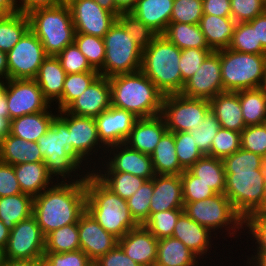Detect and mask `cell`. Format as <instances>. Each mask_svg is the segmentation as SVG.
<instances>
[{
  "label": "cell",
  "mask_w": 266,
  "mask_h": 266,
  "mask_svg": "<svg viewBox=\"0 0 266 266\" xmlns=\"http://www.w3.org/2000/svg\"><path fill=\"white\" fill-rule=\"evenodd\" d=\"M5 259V250L0 247V266L4 265Z\"/></svg>",
  "instance_id": "obj_74"
},
{
  "label": "cell",
  "mask_w": 266,
  "mask_h": 266,
  "mask_svg": "<svg viewBox=\"0 0 266 266\" xmlns=\"http://www.w3.org/2000/svg\"><path fill=\"white\" fill-rule=\"evenodd\" d=\"M67 73L61 67L56 56H47L39 67L35 81L42 90L43 96L54 104L61 96Z\"/></svg>",
  "instance_id": "obj_30"
},
{
  "label": "cell",
  "mask_w": 266,
  "mask_h": 266,
  "mask_svg": "<svg viewBox=\"0 0 266 266\" xmlns=\"http://www.w3.org/2000/svg\"><path fill=\"white\" fill-rule=\"evenodd\" d=\"M79 249L78 222L58 228L45 236V252L65 253Z\"/></svg>",
  "instance_id": "obj_42"
},
{
  "label": "cell",
  "mask_w": 266,
  "mask_h": 266,
  "mask_svg": "<svg viewBox=\"0 0 266 266\" xmlns=\"http://www.w3.org/2000/svg\"><path fill=\"white\" fill-rule=\"evenodd\" d=\"M47 56L41 41L29 29L7 53L9 79H35Z\"/></svg>",
  "instance_id": "obj_13"
},
{
  "label": "cell",
  "mask_w": 266,
  "mask_h": 266,
  "mask_svg": "<svg viewBox=\"0 0 266 266\" xmlns=\"http://www.w3.org/2000/svg\"><path fill=\"white\" fill-rule=\"evenodd\" d=\"M220 65L224 91L257 89L264 80L266 55L220 49Z\"/></svg>",
  "instance_id": "obj_9"
},
{
  "label": "cell",
  "mask_w": 266,
  "mask_h": 266,
  "mask_svg": "<svg viewBox=\"0 0 266 266\" xmlns=\"http://www.w3.org/2000/svg\"><path fill=\"white\" fill-rule=\"evenodd\" d=\"M0 78L3 80L9 79L7 53L0 50Z\"/></svg>",
  "instance_id": "obj_69"
},
{
  "label": "cell",
  "mask_w": 266,
  "mask_h": 266,
  "mask_svg": "<svg viewBox=\"0 0 266 266\" xmlns=\"http://www.w3.org/2000/svg\"><path fill=\"white\" fill-rule=\"evenodd\" d=\"M85 210V180L56 181L33 201V216L44 236L63 226L77 223Z\"/></svg>",
  "instance_id": "obj_2"
},
{
  "label": "cell",
  "mask_w": 266,
  "mask_h": 266,
  "mask_svg": "<svg viewBox=\"0 0 266 266\" xmlns=\"http://www.w3.org/2000/svg\"><path fill=\"white\" fill-rule=\"evenodd\" d=\"M65 0H18V11L28 14L38 8L57 6Z\"/></svg>",
  "instance_id": "obj_62"
},
{
  "label": "cell",
  "mask_w": 266,
  "mask_h": 266,
  "mask_svg": "<svg viewBox=\"0 0 266 266\" xmlns=\"http://www.w3.org/2000/svg\"><path fill=\"white\" fill-rule=\"evenodd\" d=\"M202 16V0H174L170 22L199 24Z\"/></svg>",
  "instance_id": "obj_54"
},
{
  "label": "cell",
  "mask_w": 266,
  "mask_h": 266,
  "mask_svg": "<svg viewBox=\"0 0 266 266\" xmlns=\"http://www.w3.org/2000/svg\"><path fill=\"white\" fill-rule=\"evenodd\" d=\"M209 110L208 100L169 94L164 96L161 115L168 131L190 132L198 128Z\"/></svg>",
  "instance_id": "obj_12"
},
{
  "label": "cell",
  "mask_w": 266,
  "mask_h": 266,
  "mask_svg": "<svg viewBox=\"0 0 266 266\" xmlns=\"http://www.w3.org/2000/svg\"><path fill=\"white\" fill-rule=\"evenodd\" d=\"M230 7L236 23L249 22L266 12L264 0H230Z\"/></svg>",
  "instance_id": "obj_58"
},
{
  "label": "cell",
  "mask_w": 266,
  "mask_h": 266,
  "mask_svg": "<svg viewBox=\"0 0 266 266\" xmlns=\"http://www.w3.org/2000/svg\"><path fill=\"white\" fill-rule=\"evenodd\" d=\"M241 148L266 159V125H249L241 132Z\"/></svg>",
  "instance_id": "obj_56"
},
{
  "label": "cell",
  "mask_w": 266,
  "mask_h": 266,
  "mask_svg": "<svg viewBox=\"0 0 266 266\" xmlns=\"http://www.w3.org/2000/svg\"><path fill=\"white\" fill-rule=\"evenodd\" d=\"M51 105L46 111L26 114L11 120V135L26 141L37 142L52 125V121L58 115V110ZM55 110V111H54Z\"/></svg>",
  "instance_id": "obj_27"
},
{
  "label": "cell",
  "mask_w": 266,
  "mask_h": 266,
  "mask_svg": "<svg viewBox=\"0 0 266 266\" xmlns=\"http://www.w3.org/2000/svg\"><path fill=\"white\" fill-rule=\"evenodd\" d=\"M0 161L18 165L21 163L44 162L37 142L26 141L8 134L0 141Z\"/></svg>",
  "instance_id": "obj_29"
},
{
  "label": "cell",
  "mask_w": 266,
  "mask_h": 266,
  "mask_svg": "<svg viewBox=\"0 0 266 266\" xmlns=\"http://www.w3.org/2000/svg\"><path fill=\"white\" fill-rule=\"evenodd\" d=\"M3 266H39V259H30V260L5 259Z\"/></svg>",
  "instance_id": "obj_67"
},
{
  "label": "cell",
  "mask_w": 266,
  "mask_h": 266,
  "mask_svg": "<svg viewBox=\"0 0 266 266\" xmlns=\"http://www.w3.org/2000/svg\"><path fill=\"white\" fill-rule=\"evenodd\" d=\"M5 258L13 260L40 259L45 252V236L32 215L10 231Z\"/></svg>",
  "instance_id": "obj_15"
},
{
  "label": "cell",
  "mask_w": 266,
  "mask_h": 266,
  "mask_svg": "<svg viewBox=\"0 0 266 266\" xmlns=\"http://www.w3.org/2000/svg\"><path fill=\"white\" fill-rule=\"evenodd\" d=\"M241 133L220 127L207 156L223 159L241 148Z\"/></svg>",
  "instance_id": "obj_51"
},
{
  "label": "cell",
  "mask_w": 266,
  "mask_h": 266,
  "mask_svg": "<svg viewBox=\"0 0 266 266\" xmlns=\"http://www.w3.org/2000/svg\"><path fill=\"white\" fill-rule=\"evenodd\" d=\"M57 116L68 126L69 151L91 172L106 154L98 138L95 118L73 115L66 110L58 111Z\"/></svg>",
  "instance_id": "obj_10"
},
{
  "label": "cell",
  "mask_w": 266,
  "mask_h": 266,
  "mask_svg": "<svg viewBox=\"0 0 266 266\" xmlns=\"http://www.w3.org/2000/svg\"><path fill=\"white\" fill-rule=\"evenodd\" d=\"M68 4L76 33L104 38L117 17L103 9L95 0H65Z\"/></svg>",
  "instance_id": "obj_18"
},
{
  "label": "cell",
  "mask_w": 266,
  "mask_h": 266,
  "mask_svg": "<svg viewBox=\"0 0 266 266\" xmlns=\"http://www.w3.org/2000/svg\"><path fill=\"white\" fill-rule=\"evenodd\" d=\"M13 168L22 193L33 198L56 182L44 162L21 163Z\"/></svg>",
  "instance_id": "obj_28"
},
{
  "label": "cell",
  "mask_w": 266,
  "mask_h": 266,
  "mask_svg": "<svg viewBox=\"0 0 266 266\" xmlns=\"http://www.w3.org/2000/svg\"><path fill=\"white\" fill-rule=\"evenodd\" d=\"M188 170L217 194H224L226 174L222 159L204 155Z\"/></svg>",
  "instance_id": "obj_36"
},
{
  "label": "cell",
  "mask_w": 266,
  "mask_h": 266,
  "mask_svg": "<svg viewBox=\"0 0 266 266\" xmlns=\"http://www.w3.org/2000/svg\"><path fill=\"white\" fill-rule=\"evenodd\" d=\"M153 195L150 213L183 209V191L180 175L156 174L153 177Z\"/></svg>",
  "instance_id": "obj_25"
},
{
  "label": "cell",
  "mask_w": 266,
  "mask_h": 266,
  "mask_svg": "<svg viewBox=\"0 0 266 266\" xmlns=\"http://www.w3.org/2000/svg\"><path fill=\"white\" fill-rule=\"evenodd\" d=\"M252 27H256L257 43H261L266 51V12L255 17L248 22Z\"/></svg>",
  "instance_id": "obj_63"
},
{
  "label": "cell",
  "mask_w": 266,
  "mask_h": 266,
  "mask_svg": "<svg viewBox=\"0 0 266 266\" xmlns=\"http://www.w3.org/2000/svg\"><path fill=\"white\" fill-rule=\"evenodd\" d=\"M222 261H223V260L218 259V262H217L218 264H217V265H218V266H222L223 263H224L225 265H223V266H227L226 263H225L224 261H223V262H222ZM220 262L222 263L221 265H219ZM237 264H238L239 266H241L242 264H243L242 266H246L245 263H242V262H241V265H240V263L237 262L235 266H238ZM217 265H216V266H217ZM228 266H230V265H228ZM233 266H234V265H233Z\"/></svg>",
  "instance_id": "obj_75"
},
{
  "label": "cell",
  "mask_w": 266,
  "mask_h": 266,
  "mask_svg": "<svg viewBox=\"0 0 266 266\" xmlns=\"http://www.w3.org/2000/svg\"><path fill=\"white\" fill-rule=\"evenodd\" d=\"M183 210L189 218L207 228L219 240L222 238L227 242L229 241L227 239L233 238L236 243L241 241L238 245L241 247L243 244L244 247L245 243L240 240L244 237V219L236 212L225 194H216L205 200L184 203Z\"/></svg>",
  "instance_id": "obj_7"
},
{
  "label": "cell",
  "mask_w": 266,
  "mask_h": 266,
  "mask_svg": "<svg viewBox=\"0 0 266 266\" xmlns=\"http://www.w3.org/2000/svg\"><path fill=\"white\" fill-rule=\"evenodd\" d=\"M78 232L80 249L93 262L118 244V239L99 225L87 210L78 219Z\"/></svg>",
  "instance_id": "obj_21"
},
{
  "label": "cell",
  "mask_w": 266,
  "mask_h": 266,
  "mask_svg": "<svg viewBox=\"0 0 266 266\" xmlns=\"http://www.w3.org/2000/svg\"><path fill=\"white\" fill-rule=\"evenodd\" d=\"M203 14L231 17L230 0H202Z\"/></svg>",
  "instance_id": "obj_61"
},
{
  "label": "cell",
  "mask_w": 266,
  "mask_h": 266,
  "mask_svg": "<svg viewBox=\"0 0 266 266\" xmlns=\"http://www.w3.org/2000/svg\"><path fill=\"white\" fill-rule=\"evenodd\" d=\"M175 148L180 166L188 170L204 155L200 152L190 132H174Z\"/></svg>",
  "instance_id": "obj_50"
},
{
  "label": "cell",
  "mask_w": 266,
  "mask_h": 266,
  "mask_svg": "<svg viewBox=\"0 0 266 266\" xmlns=\"http://www.w3.org/2000/svg\"><path fill=\"white\" fill-rule=\"evenodd\" d=\"M103 9L113 13L116 17L121 13L114 0H95Z\"/></svg>",
  "instance_id": "obj_70"
},
{
  "label": "cell",
  "mask_w": 266,
  "mask_h": 266,
  "mask_svg": "<svg viewBox=\"0 0 266 266\" xmlns=\"http://www.w3.org/2000/svg\"><path fill=\"white\" fill-rule=\"evenodd\" d=\"M244 258L239 260H243L242 262L245 263L246 266H266V253H251L247 255V253ZM246 258V260H244Z\"/></svg>",
  "instance_id": "obj_64"
},
{
  "label": "cell",
  "mask_w": 266,
  "mask_h": 266,
  "mask_svg": "<svg viewBox=\"0 0 266 266\" xmlns=\"http://www.w3.org/2000/svg\"><path fill=\"white\" fill-rule=\"evenodd\" d=\"M29 29L30 21L27 14L18 11L0 15V50L8 53Z\"/></svg>",
  "instance_id": "obj_38"
},
{
  "label": "cell",
  "mask_w": 266,
  "mask_h": 266,
  "mask_svg": "<svg viewBox=\"0 0 266 266\" xmlns=\"http://www.w3.org/2000/svg\"><path fill=\"white\" fill-rule=\"evenodd\" d=\"M244 237L247 238L243 241L247 244L244 250L248 247L247 252L266 253V214H252L244 220ZM248 239L251 240V247Z\"/></svg>",
  "instance_id": "obj_45"
},
{
  "label": "cell",
  "mask_w": 266,
  "mask_h": 266,
  "mask_svg": "<svg viewBox=\"0 0 266 266\" xmlns=\"http://www.w3.org/2000/svg\"><path fill=\"white\" fill-rule=\"evenodd\" d=\"M18 12V0H0V15Z\"/></svg>",
  "instance_id": "obj_66"
},
{
  "label": "cell",
  "mask_w": 266,
  "mask_h": 266,
  "mask_svg": "<svg viewBox=\"0 0 266 266\" xmlns=\"http://www.w3.org/2000/svg\"><path fill=\"white\" fill-rule=\"evenodd\" d=\"M108 189L128 200L146 179L124 172H92Z\"/></svg>",
  "instance_id": "obj_40"
},
{
  "label": "cell",
  "mask_w": 266,
  "mask_h": 266,
  "mask_svg": "<svg viewBox=\"0 0 266 266\" xmlns=\"http://www.w3.org/2000/svg\"><path fill=\"white\" fill-rule=\"evenodd\" d=\"M34 198L21 193L0 198V220L11 231L16 224L33 215Z\"/></svg>",
  "instance_id": "obj_35"
},
{
  "label": "cell",
  "mask_w": 266,
  "mask_h": 266,
  "mask_svg": "<svg viewBox=\"0 0 266 266\" xmlns=\"http://www.w3.org/2000/svg\"><path fill=\"white\" fill-rule=\"evenodd\" d=\"M21 193L13 166L0 161V198Z\"/></svg>",
  "instance_id": "obj_59"
},
{
  "label": "cell",
  "mask_w": 266,
  "mask_h": 266,
  "mask_svg": "<svg viewBox=\"0 0 266 266\" xmlns=\"http://www.w3.org/2000/svg\"><path fill=\"white\" fill-rule=\"evenodd\" d=\"M228 48L241 53L266 55L261 43H257L256 27L248 22L236 23Z\"/></svg>",
  "instance_id": "obj_44"
},
{
  "label": "cell",
  "mask_w": 266,
  "mask_h": 266,
  "mask_svg": "<svg viewBox=\"0 0 266 266\" xmlns=\"http://www.w3.org/2000/svg\"><path fill=\"white\" fill-rule=\"evenodd\" d=\"M158 239L143 225L129 230L118 245L125 254L141 266H154L157 260Z\"/></svg>",
  "instance_id": "obj_23"
},
{
  "label": "cell",
  "mask_w": 266,
  "mask_h": 266,
  "mask_svg": "<svg viewBox=\"0 0 266 266\" xmlns=\"http://www.w3.org/2000/svg\"><path fill=\"white\" fill-rule=\"evenodd\" d=\"M181 49L159 34L142 50L140 70L164 94L182 92V75L179 68Z\"/></svg>",
  "instance_id": "obj_6"
},
{
  "label": "cell",
  "mask_w": 266,
  "mask_h": 266,
  "mask_svg": "<svg viewBox=\"0 0 266 266\" xmlns=\"http://www.w3.org/2000/svg\"><path fill=\"white\" fill-rule=\"evenodd\" d=\"M117 21L142 49L146 48L159 35L131 12L120 13L117 16Z\"/></svg>",
  "instance_id": "obj_47"
},
{
  "label": "cell",
  "mask_w": 266,
  "mask_h": 266,
  "mask_svg": "<svg viewBox=\"0 0 266 266\" xmlns=\"http://www.w3.org/2000/svg\"><path fill=\"white\" fill-rule=\"evenodd\" d=\"M226 174L225 196L245 220L261 214L264 196L266 159L240 148L222 159Z\"/></svg>",
  "instance_id": "obj_1"
},
{
  "label": "cell",
  "mask_w": 266,
  "mask_h": 266,
  "mask_svg": "<svg viewBox=\"0 0 266 266\" xmlns=\"http://www.w3.org/2000/svg\"><path fill=\"white\" fill-rule=\"evenodd\" d=\"M11 120L0 115V141L10 133Z\"/></svg>",
  "instance_id": "obj_71"
},
{
  "label": "cell",
  "mask_w": 266,
  "mask_h": 266,
  "mask_svg": "<svg viewBox=\"0 0 266 266\" xmlns=\"http://www.w3.org/2000/svg\"><path fill=\"white\" fill-rule=\"evenodd\" d=\"M56 57L67 74L98 72L90 66L87 58L75 42L66 46Z\"/></svg>",
  "instance_id": "obj_52"
},
{
  "label": "cell",
  "mask_w": 266,
  "mask_h": 266,
  "mask_svg": "<svg viewBox=\"0 0 266 266\" xmlns=\"http://www.w3.org/2000/svg\"><path fill=\"white\" fill-rule=\"evenodd\" d=\"M222 92L225 91L221 78L220 50L211 51L200 68L185 83L181 94L210 101Z\"/></svg>",
  "instance_id": "obj_19"
},
{
  "label": "cell",
  "mask_w": 266,
  "mask_h": 266,
  "mask_svg": "<svg viewBox=\"0 0 266 266\" xmlns=\"http://www.w3.org/2000/svg\"><path fill=\"white\" fill-rule=\"evenodd\" d=\"M172 237L180 240L206 266H209V264L207 263L208 258L209 260H211L212 263L214 262V264H212L211 266L213 265L215 266L216 265L215 259L213 260L212 257H215L214 255H216L217 257L216 262H217L218 256L223 257L220 254L218 255V253L220 252H216V250L218 249L216 245L218 244L220 246L219 240L217 243L215 242L217 241L218 238L213 233H211L207 228H205L204 226L198 224L197 222L189 218L184 212L179 216L177 220ZM207 255L208 256L211 255V256L208 257Z\"/></svg>",
  "instance_id": "obj_17"
},
{
  "label": "cell",
  "mask_w": 266,
  "mask_h": 266,
  "mask_svg": "<svg viewBox=\"0 0 266 266\" xmlns=\"http://www.w3.org/2000/svg\"><path fill=\"white\" fill-rule=\"evenodd\" d=\"M111 105L138 118L160 115L164 94L141 71L109 77Z\"/></svg>",
  "instance_id": "obj_3"
},
{
  "label": "cell",
  "mask_w": 266,
  "mask_h": 266,
  "mask_svg": "<svg viewBox=\"0 0 266 266\" xmlns=\"http://www.w3.org/2000/svg\"><path fill=\"white\" fill-rule=\"evenodd\" d=\"M179 49H211L199 24L170 22L162 34Z\"/></svg>",
  "instance_id": "obj_37"
},
{
  "label": "cell",
  "mask_w": 266,
  "mask_h": 266,
  "mask_svg": "<svg viewBox=\"0 0 266 266\" xmlns=\"http://www.w3.org/2000/svg\"><path fill=\"white\" fill-rule=\"evenodd\" d=\"M184 212L183 209H171L150 213L149 218L143 224L158 240L172 237L174 227L179 216Z\"/></svg>",
  "instance_id": "obj_46"
},
{
  "label": "cell",
  "mask_w": 266,
  "mask_h": 266,
  "mask_svg": "<svg viewBox=\"0 0 266 266\" xmlns=\"http://www.w3.org/2000/svg\"><path fill=\"white\" fill-rule=\"evenodd\" d=\"M261 214H266V175H265L264 196L261 204Z\"/></svg>",
  "instance_id": "obj_73"
},
{
  "label": "cell",
  "mask_w": 266,
  "mask_h": 266,
  "mask_svg": "<svg viewBox=\"0 0 266 266\" xmlns=\"http://www.w3.org/2000/svg\"><path fill=\"white\" fill-rule=\"evenodd\" d=\"M91 172H124L146 180L156 175L151 156L134 150L125 143L107 148L104 160Z\"/></svg>",
  "instance_id": "obj_14"
},
{
  "label": "cell",
  "mask_w": 266,
  "mask_h": 266,
  "mask_svg": "<svg viewBox=\"0 0 266 266\" xmlns=\"http://www.w3.org/2000/svg\"><path fill=\"white\" fill-rule=\"evenodd\" d=\"M5 96L10 120L46 111L51 106L34 79H8Z\"/></svg>",
  "instance_id": "obj_16"
},
{
  "label": "cell",
  "mask_w": 266,
  "mask_h": 266,
  "mask_svg": "<svg viewBox=\"0 0 266 266\" xmlns=\"http://www.w3.org/2000/svg\"><path fill=\"white\" fill-rule=\"evenodd\" d=\"M6 87L7 80L0 78V115L9 119L7 99L5 96Z\"/></svg>",
  "instance_id": "obj_65"
},
{
  "label": "cell",
  "mask_w": 266,
  "mask_h": 266,
  "mask_svg": "<svg viewBox=\"0 0 266 266\" xmlns=\"http://www.w3.org/2000/svg\"><path fill=\"white\" fill-rule=\"evenodd\" d=\"M93 266H141L129 258L117 244L105 255L100 256L93 262Z\"/></svg>",
  "instance_id": "obj_60"
},
{
  "label": "cell",
  "mask_w": 266,
  "mask_h": 266,
  "mask_svg": "<svg viewBox=\"0 0 266 266\" xmlns=\"http://www.w3.org/2000/svg\"><path fill=\"white\" fill-rule=\"evenodd\" d=\"M151 158L155 174L181 175L185 171L177 158L174 132L167 130L163 134Z\"/></svg>",
  "instance_id": "obj_34"
},
{
  "label": "cell",
  "mask_w": 266,
  "mask_h": 266,
  "mask_svg": "<svg viewBox=\"0 0 266 266\" xmlns=\"http://www.w3.org/2000/svg\"><path fill=\"white\" fill-rule=\"evenodd\" d=\"M74 42L87 58L90 66L103 76L106 51L104 39L89 34L76 33Z\"/></svg>",
  "instance_id": "obj_43"
},
{
  "label": "cell",
  "mask_w": 266,
  "mask_h": 266,
  "mask_svg": "<svg viewBox=\"0 0 266 266\" xmlns=\"http://www.w3.org/2000/svg\"><path fill=\"white\" fill-rule=\"evenodd\" d=\"M153 178L145 183L128 200L127 205L134 220L143 225L150 216V204L153 195Z\"/></svg>",
  "instance_id": "obj_48"
},
{
  "label": "cell",
  "mask_w": 266,
  "mask_h": 266,
  "mask_svg": "<svg viewBox=\"0 0 266 266\" xmlns=\"http://www.w3.org/2000/svg\"><path fill=\"white\" fill-rule=\"evenodd\" d=\"M137 119L133 113L111 105L95 117L101 144L107 149L125 143Z\"/></svg>",
  "instance_id": "obj_20"
},
{
  "label": "cell",
  "mask_w": 266,
  "mask_h": 266,
  "mask_svg": "<svg viewBox=\"0 0 266 266\" xmlns=\"http://www.w3.org/2000/svg\"><path fill=\"white\" fill-rule=\"evenodd\" d=\"M180 176L184 203L205 200L217 194L189 170H185Z\"/></svg>",
  "instance_id": "obj_53"
},
{
  "label": "cell",
  "mask_w": 266,
  "mask_h": 266,
  "mask_svg": "<svg viewBox=\"0 0 266 266\" xmlns=\"http://www.w3.org/2000/svg\"><path fill=\"white\" fill-rule=\"evenodd\" d=\"M27 15L30 30L39 38L48 56H56L74 42L76 30L66 2L38 8Z\"/></svg>",
  "instance_id": "obj_8"
},
{
  "label": "cell",
  "mask_w": 266,
  "mask_h": 266,
  "mask_svg": "<svg viewBox=\"0 0 266 266\" xmlns=\"http://www.w3.org/2000/svg\"><path fill=\"white\" fill-rule=\"evenodd\" d=\"M220 127V123L214 113L209 110L198 128L190 131L195 144L203 155L210 153L212 141Z\"/></svg>",
  "instance_id": "obj_49"
},
{
  "label": "cell",
  "mask_w": 266,
  "mask_h": 266,
  "mask_svg": "<svg viewBox=\"0 0 266 266\" xmlns=\"http://www.w3.org/2000/svg\"><path fill=\"white\" fill-rule=\"evenodd\" d=\"M39 266H93V261L81 249L65 253L44 252Z\"/></svg>",
  "instance_id": "obj_55"
},
{
  "label": "cell",
  "mask_w": 266,
  "mask_h": 266,
  "mask_svg": "<svg viewBox=\"0 0 266 266\" xmlns=\"http://www.w3.org/2000/svg\"><path fill=\"white\" fill-rule=\"evenodd\" d=\"M212 49L188 48L181 50L179 68L182 75V90L185 83L200 68L202 62Z\"/></svg>",
  "instance_id": "obj_57"
},
{
  "label": "cell",
  "mask_w": 266,
  "mask_h": 266,
  "mask_svg": "<svg viewBox=\"0 0 266 266\" xmlns=\"http://www.w3.org/2000/svg\"><path fill=\"white\" fill-rule=\"evenodd\" d=\"M116 4V8L122 12H131L136 4L137 0H114Z\"/></svg>",
  "instance_id": "obj_68"
},
{
  "label": "cell",
  "mask_w": 266,
  "mask_h": 266,
  "mask_svg": "<svg viewBox=\"0 0 266 266\" xmlns=\"http://www.w3.org/2000/svg\"><path fill=\"white\" fill-rule=\"evenodd\" d=\"M154 266H205V265L180 240L175 239L173 237H166L158 240L157 260Z\"/></svg>",
  "instance_id": "obj_32"
},
{
  "label": "cell",
  "mask_w": 266,
  "mask_h": 266,
  "mask_svg": "<svg viewBox=\"0 0 266 266\" xmlns=\"http://www.w3.org/2000/svg\"><path fill=\"white\" fill-rule=\"evenodd\" d=\"M166 131V122L161 114L138 118L125 144L134 150L151 156Z\"/></svg>",
  "instance_id": "obj_24"
},
{
  "label": "cell",
  "mask_w": 266,
  "mask_h": 266,
  "mask_svg": "<svg viewBox=\"0 0 266 266\" xmlns=\"http://www.w3.org/2000/svg\"><path fill=\"white\" fill-rule=\"evenodd\" d=\"M37 144L55 181H82L89 171L69 151L68 126L56 116ZM79 172V173H78Z\"/></svg>",
  "instance_id": "obj_5"
},
{
  "label": "cell",
  "mask_w": 266,
  "mask_h": 266,
  "mask_svg": "<svg viewBox=\"0 0 266 266\" xmlns=\"http://www.w3.org/2000/svg\"><path fill=\"white\" fill-rule=\"evenodd\" d=\"M210 110L222 128L242 132L246 127L242 115L238 91H225L217 94L210 101Z\"/></svg>",
  "instance_id": "obj_26"
},
{
  "label": "cell",
  "mask_w": 266,
  "mask_h": 266,
  "mask_svg": "<svg viewBox=\"0 0 266 266\" xmlns=\"http://www.w3.org/2000/svg\"><path fill=\"white\" fill-rule=\"evenodd\" d=\"M236 22L232 17H220L203 14L199 26L208 46L217 51L228 48L233 36Z\"/></svg>",
  "instance_id": "obj_33"
},
{
  "label": "cell",
  "mask_w": 266,
  "mask_h": 266,
  "mask_svg": "<svg viewBox=\"0 0 266 266\" xmlns=\"http://www.w3.org/2000/svg\"><path fill=\"white\" fill-rule=\"evenodd\" d=\"M99 75V72L67 74L63 84L62 96L53 106L57 107L58 111L65 110Z\"/></svg>",
  "instance_id": "obj_41"
},
{
  "label": "cell",
  "mask_w": 266,
  "mask_h": 266,
  "mask_svg": "<svg viewBox=\"0 0 266 266\" xmlns=\"http://www.w3.org/2000/svg\"><path fill=\"white\" fill-rule=\"evenodd\" d=\"M261 88L266 92V67H265L264 80H263Z\"/></svg>",
  "instance_id": "obj_76"
},
{
  "label": "cell",
  "mask_w": 266,
  "mask_h": 266,
  "mask_svg": "<svg viewBox=\"0 0 266 266\" xmlns=\"http://www.w3.org/2000/svg\"><path fill=\"white\" fill-rule=\"evenodd\" d=\"M246 126L261 125L266 121V92L262 88L238 91Z\"/></svg>",
  "instance_id": "obj_39"
},
{
  "label": "cell",
  "mask_w": 266,
  "mask_h": 266,
  "mask_svg": "<svg viewBox=\"0 0 266 266\" xmlns=\"http://www.w3.org/2000/svg\"><path fill=\"white\" fill-rule=\"evenodd\" d=\"M173 3L174 0H137L131 13L158 34H163L170 23Z\"/></svg>",
  "instance_id": "obj_31"
},
{
  "label": "cell",
  "mask_w": 266,
  "mask_h": 266,
  "mask_svg": "<svg viewBox=\"0 0 266 266\" xmlns=\"http://www.w3.org/2000/svg\"><path fill=\"white\" fill-rule=\"evenodd\" d=\"M110 106L109 78L99 75L65 110L73 115L95 118Z\"/></svg>",
  "instance_id": "obj_22"
},
{
  "label": "cell",
  "mask_w": 266,
  "mask_h": 266,
  "mask_svg": "<svg viewBox=\"0 0 266 266\" xmlns=\"http://www.w3.org/2000/svg\"><path fill=\"white\" fill-rule=\"evenodd\" d=\"M9 235H10V230L0 220V247L1 248H4V249L6 248Z\"/></svg>",
  "instance_id": "obj_72"
},
{
  "label": "cell",
  "mask_w": 266,
  "mask_h": 266,
  "mask_svg": "<svg viewBox=\"0 0 266 266\" xmlns=\"http://www.w3.org/2000/svg\"><path fill=\"white\" fill-rule=\"evenodd\" d=\"M103 39L106 49L103 76L109 78L140 70L143 49L117 20Z\"/></svg>",
  "instance_id": "obj_11"
},
{
  "label": "cell",
  "mask_w": 266,
  "mask_h": 266,
  "mask_svg": "<svg viewBox=\"0 0 266 266\" xmlns=\"http://www.w3.org/2000/svg\"><path fill=\"white\" fill-rule=\"evenodd\" d=\"M86 210L118 240L139 226L127 201L108 189L92 172L85 177Z\"/></svg>",
  "instance_id": "obj_4"
}]
</instances>
